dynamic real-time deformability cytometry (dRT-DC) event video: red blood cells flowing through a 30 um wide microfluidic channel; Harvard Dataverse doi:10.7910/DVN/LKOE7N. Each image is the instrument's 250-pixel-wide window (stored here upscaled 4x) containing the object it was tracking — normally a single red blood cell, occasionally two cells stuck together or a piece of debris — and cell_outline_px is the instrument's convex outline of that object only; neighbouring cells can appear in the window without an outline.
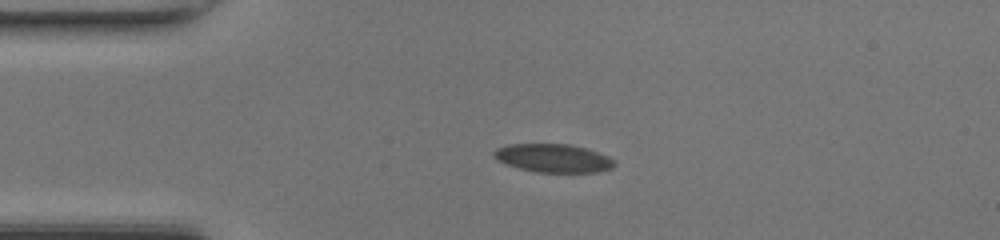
{"species": "common noctule bat (a hibernating species)", "species_latin": "Nyctalus noctula", "temperature_condition": "room temperature", "stored_images_in_passage": 45, "camera_frame_rate_fps": 3000, "um_per_image_px": 0.085, "animal": {"sex": "female", "body_mass_g": 17.0, "forearm_length_mm": 48.0}, "frame": {"image": 1, "passage_image": 11, "time_ms": 3.333, "image_size_px": [1000, 240], "cell_outline_px": [[616, 164], [612, 168], [596, 172], [536, 172], [520, 168], [508, 164], [492, 156], [492, 152], [496, 148], [508, 144], [568, 144], [584, 148], [608, 156]], "centroid_in_image_um": [47.01, 13.44], "position_along_channel_um": 38.0, "area_um2": 19.65}}
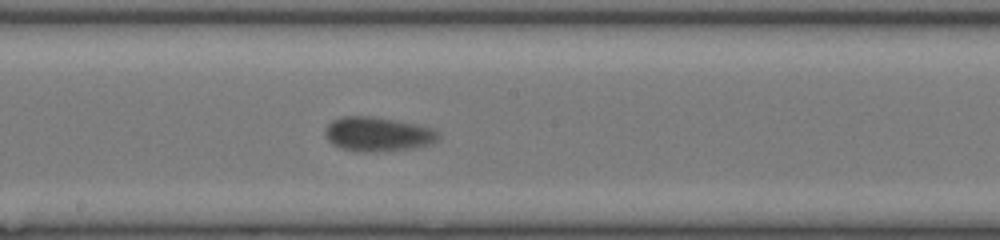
{"frame": {"image": 2, "passage_image": 26, "time_ms": 8.333, "image_size_px": [1000, 240], "cell_outline_px": [[440, 136], [436, 140], [428, 144], [412, 148], [368, 152], [352, 152], [340, 148], [332, 144], [328, 140], [324, 132], [328, 124], [332, 120], [340, 116], [372, 116], [420, 124], [432, 128], [440, 132]], "centroid_in_image_um": [32.09, 11.39], "position_along_channel_um": 216.1, "area_um2": 22.89}}
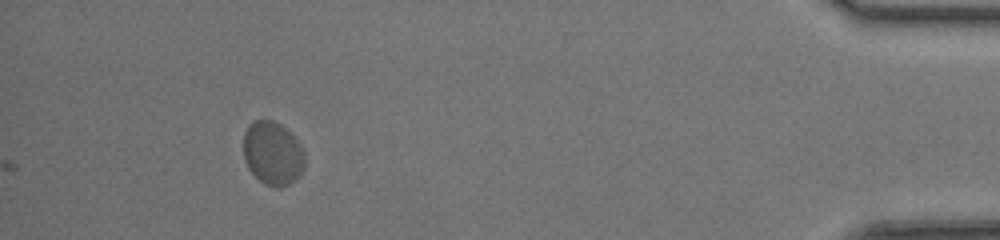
{"frame": {"image": 3, "passage_image": 45, "time_ms": 14.667, "image_size_px": [1000, 240], "cell_outline_px": [[304, 168], [300, 176], [288, 184], [280, 188], [276, 188], [264, 184], [248, 168], [244, 160], [244, 132], [248, 124], [252, 120], [272, 120], [280, 124], [300, 144], [304, 152]], "centroid_in_image_um": [23.17, 13.04], "position_along_channel_um": 412.0, "area_um2": 22.72}, "authors_computed_cell_mechanics": {"area_um2": 20.9814, "velocity_mm_per_s": 4.1829, "shape_relaxation_time_tau1_ms": null, "shape_relaxation_time_tau2_ms": 0.9, "deformation_change_tau1": null, "deformation_change_tau2": 0.0576}}